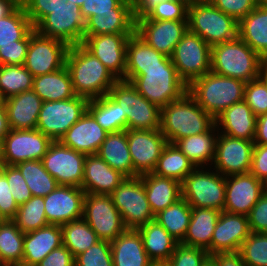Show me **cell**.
<instances>
[{
  "instance_id": "11a10c76",
  "label": "cell",
  "mask_w": 267,
  "mask_h": 266,
  "mask_svg": "<svg viewBox=\"0 0 267 266\" xmlns=\"http://www.w3.org/2000/svg\"><path fill=\"white\" fill-rule=\"evenodd\" d=\"M80 8L85 21L97 13H113V9H132L131 0H87Z\"/></svg>"
},
{
  "instance_id": "003e7915",
  "label": "cell",
  "mask_w": 267,
  "mask_h": 266,
  "mask_svg": "<svg viewBox=\"0 0 267 266\" xmlns=\"http://www.w3.org/2000/svg\"><path fill=\"white\" fill-rule=\"evenodd\" d=\"M254 144L267 145V113L257 116Z\"/></svg>"
},
{
  "instance_id": "f546056e",
  "label": "cell",
  "mask_w": 267,
  "mask_h": 266,
  "mask_svg": "<svg viewBox=\"0 0 267 266\" xmlns=\"http://www.w3.org/2000/svg\"><path fill=\"white\" fill-rule=\"evenodd\" d=\"M151 211L155 216L182 197L181 183L152 173L140 175Z\"/></svg>"
},
{
  "instance_id": "cb8c5ba5",
  "label": "cell",
  "mask_w": 267,
  "mask_h": 266,
  "mask_svg": "<svg viewBox=\"0 0 267 266\" xmlns=\"http://www.w3.org/2000/svg\"><path fill=\"white\" fill-rule=\"evenodd\" d=\"M108 133L87 110L59 140L63 145L86 155L97 154Z\"/></svg>"
},
{
  "instance_id": "2a66077c",
  "label": "cell",
  "mask_w": 267,
  "mask_h": 266,
  "mask_svg": "<svg viewBox=\"0 0 267 266\" xmlns=\"http://www.w3.org/2000/svg\"><path fill=\"white\" fill-rule=\"evenodd\" d=\"M257 5H267V0H255Z\"/></svg>"
},
{
  "instance_id": "89a4df30",
  "label": "cell",
  "mask_w": 267,
  "mask_h": 266,
  "mask_svg": "<svg viewBox=\"0 0 267 266\" xmlns=\"http://www.w3.org/2000/svg\"><path fill=\"white\" fill-rule=\"evenodd\" d=\"M20 4L21 0H0V19L10 15Z\"/></svg>"
},
{
  "instance_id": "a7ac6f4b",
  "label": "cell",
  "mask_w": 267,
  "mask_h": 266,
  "mask_svg": "<svg viewBox=\"0 0 267 266\" xmlns=\"http://www.w3.org/2000/svg\"><path fill=\"white\" fill-rule=\"evenodd\" d=\"M10 131V127L8 124V117L6 113V108L4 105V101H0V142L4 140V137Z\"/></svg>"
},
{
  "instance_id": "44dd1931",
  "label": "cell",
  "mask_w": 267,
  "mask_h": 266,
  "mask_svg": "<svg viewBox=\"0 0 267 266\" xmlns=\"http://www.w3.org/2000/svg\"><path fill=\"white\" fill-rule=\"evenodd\" d=\"M187 30L188 20H135V33L169 57Z\"/></svg>"
},
{
  "instance_id": "f35d334b",
  "label": "cell",
  "mask_w": 267,
  "mask_h": 266,
  "mask_svg": "<svg viewBox=\"0 0 267 266\" xmlns=\"http://www.w3.org/2000/svg\"><path fill=\"white\" fill-rule=\"evenodd\" d=\"M87 110L107 133L126 130V114L108 95L89 99Z\"/></svg>"
},
{
  "instance_id": "ba28073f",
  "label": "cell",
  "mask_w": 267,
  "mask_h": 266,
  "mask_svg": "<svg viewBox=\"0 0 267 266\" xmlns=\"http://www.w3.org/2000/svg\"><path fill=\"white\" fill-rule=\"evenodd\" d=\"M197 167L181 183L182 197L195 208H211L223 211L225 205V176L215 169Z\"/></svg>"
},
{
  "instance_id": "d6a6232c",
  "label": "cell",
  "mask_w": 267,
  "mask_h": 266,
  "mask_svg": "<svg viewBox=\"0 0 267 266\" xmlns=\"http://www.w3.org/2000/svg\"><path fill=\"white\" fill-rule=\"evenodd\" d=\"M238 36L261 58H267V5H257L239 21Z\"/></svg>"
},
{
  "instance_id": "6f0895ef",
  "label": "cell",
  "mask_w": 267,
  "mask_h": 266,
  "mask_svg": "<svg viewBox=\"0 0 267 266\" xmlns=\"http://www.w3.org/2000/svg\"><path fill=\"white\" fill-rule=\"evenodd\" d=\"M211 3L238 22L257 6L255 0H213Z\"/></svg>"
},
{
  "instance_id": "681fc988",
  "label": "cell",
  "mask_w": 267,
  "mask_h": 266,
  "mask_svg": "<svg viewBox=\"0 0 267 266\" xmlns=\"http://www.w3.org/2000/svg\"><path fill=\"white\" fill-rule=\"evenodd\" d=\"M75 266H114L111 244L100 240L86 251L74 257Z\"/></svg>"
},
{
  "instance_id": "c3c4849f",
  "label": "cell",
  "mask_w": 267,
  "mask_h": 266,
  "mask_svg": "<svg viewBox=\"0 0 267 266\" xmlns=\"http://www.w3.org/2000/svg\"><path fill=\"white\" fill-rule=\"evenodd\" d=\"M239 252L247 266H267V233L251 232Z\"/></svg>"
},
{
  "instance_id": "753ad0ef",
  "label": "cell",
  "mask_w": 267,
  "mask_h": 266,
  "mask_svg": "<svg viewBox=\"0 0 267 266\" xmlns=\"http://www.w3.org/2000/svg\"><path fill=\"white\" fill-rule=\"evenodd\" d=\"M151 266H171L168 261L152 262Z\"/></svg>"
},
{
  "instance_id": "e7e4bbea",
  "label": "cell",
  "mask_w": 267,
  "mask_h": 266,
  "mask_svg": "<svg viewBox=\"0 0 267 266\" xmlns=\"http://www.w3.org/2000/svg\"><path fill=\"white\" fill-rule=\"evenodd\" d=\"M168 0H131L132 15L135 20L145 18L158 4Z\"/></svg>"
},
{
  "instance_id": "2644e50d",
  "label": "cell",
  "mask_w": 267,
  "mask_h": 266,
  "mask_svg": "<svg viewBox=\"0 0 267 266\" xmlns=\"http://www.w3.org/2000/svg\"><path fill=\"white\" fill-rule=\"evenodd\" d=\"M259 78L267 86V58H262L259 66Z\"/></svg>"
},
{
  "instance_id": "b9fcfbb0",
  "label": "cell",
  "mask_w": 267,
  "mask_h": 266,
  "mask_svg": "<svg viewBox=\"0 0 267 266\" xmlns=\"http://www.w3.org/2000/svg\"><path fill=\"white\" fill-rule=\"evenodd\" d=\"M13 266H37V265H29V264H26V263L21 262L19 264H15Z\"/></svg>"
},
{
  "instance_id": "8992f818",
  "label": "cell",
  "mask_w": 267,
  "mask_h": 266,
  "mask_svg": "<svg viewBox=\"0 0 267 266\" xmlns=\"http://www.w3.org/2000/svg\"><path fill=\"white\" fill-rule=\"evenodd\" d=\"M238 23L212 3H189L188 29L211 47L237 38Z\"/></svg>"
},
{
  "instance_id": "d4e9b609",
  "label": "cell",
  "mask_w": 267,
  "mask_h": 266,
  "mask_svg": "<svg viewBox=\"0 0 267 266\" xmlns=\"http://www.w3.org/2000/svg\"><path fill=\"white\" fill-rule=\"evenodd\" d=\"M124 179L97 154L86 155L82 182L85 193L110 195Z\"/></svg>"
},
{
  "instance_id": "74e56055",
  "label": "cell",
  "mask_w": 267,
  "mask_h": 266,
  "mask_svg": "<svg viewBox=\"0 0 267 266\" xmlns=\"http://www.w3.org/2000/svg\"><path fill=\"white\" fill-rule=\"evenodd\" d=\"M32 90L43 102L66 100L76 96L66 65L55 72L35 76Z\"/></svg>"
},
{
  "instance_id": "f6af8a7d",
  "label": "cell",
  "mask_w": 267,
  "mask_h": 266,
  "mask_svg": "<svg viewBox=\"0 0 267 266\" xmlns=\"http://www.w3.org/2000/svg\"><path fill=\"white\" fill-rule=\"evenodd\" d=\"M15 166L24 177L32 196H47L58 186L56 179L44 168L41 160H29Z\"/></svg>"
},
{
  "instance_id": "ee69618b",
  "label": "cell",
  "mask_w": 267,
  "mask_h": 266,
  "mask_svg": "<svg viewBox=\"0 0 267 266\" xmlns=\"http://www.w3.org/2000/svg\"><path fill=\"white\" fill-rule=\"evenodd\" d=\"M25 234L13 220H5L0 225V259L3 266H13L23 261Z\"/></svg>"
},
{
  "instance_id": "2e32d148",
  "label": "cell",
  "mask_w": 267,
  "mask_h": 266,
  "mask_svg": "<svg viewBox=\"0 0 267 266\" xmlns=\"http://www.w3.org/2000/svg\"><path fill=\"white\" fill-rule=\"evenodd\" d=\"M85 159L86 154L53 141L41 161L58 185L82 188Z\"/></svg>"
},
{
  "instance_id": "34e18365",
  "label": "cell",
  "mask_w": 267,
  "mask_h": 266,
  "mask_svg": "<svg viewBox=\"0 0 267 266\" xmlns=\"http://www.w3.org/2000/svg\"><path fill=\"white\" fill-rule=\"evenodd\" d=\"M63 1L69 2V3L72 2L73 4H77L78 6H81L84 3V1H87V0H63Z\"/></svg>"
},
{
  "instance_id": "979ff035",
  "label": "cell",
  "mask_w": 267,
  "mask_h": 266,
  "mask_svg": "<svg viewBox=\"0 0 267 266\" xmlns=\"http://www.w3.org/2000/svg\"><path fill=\"white\" fill-rule=\"evenodd\" d=\"M2 164V151H1V142H0V165Z\"/></svg>"
},
{
  "instance_id": "3957f363",
  "label": "cell",
  "mask_w": 267,
  "mask_h": 266,
  "mask_svg": "<svg viewBox=\"0 0 267 266\" xmlns=\"http://www.w3.org/2000/svg\"><path fill=\"white\" fill-rule=\"evenodd\" d=\"M246 83L212 71L188 85V94L214 119L232 104L243 101Z\"/></svg>"
},
{
  "instance_id": "7a4b0ae2",
  "label": "cell",
  "mask_w": 267,
  "mask_h": 266,
  "mask_svg": "<svg viewBox=\"0 0 267 266\" xmlns=\"http://www.w3.org/2000/svg\"><path fill=\"white\" fill-rule=\"evenodd\" d=\"M215 119L205 112L188 92L161 108L160 131L168 143L209 131Z\"/></svg>"
},
{
  "instance_id": "f1b7e54d",
  "label": "cell",
  "mask_w": 267,
  "mask_h": 266,
  "mask_svg": "<svg viewBox=\"0 0 267 266\" xmlns=\"http://www.w3.org/2000/svg\"><path fill=\"white\" fill-rule=\"evenodd\" d=\"M162 62H172L169 56L156 51L135 32L127 41L125 77L130 82L142 74V68L162 67Z\"/></svg>"
},
{
  "instance_id": "603a6c76",
  "label": "cell",
  "mask_w": 267,
  "mask_h": 266,
  "mask_svg": "<svg viewBox=\"0 0 267 266\" xmlns=\"http://www.w3.org/2000/svg\"><path fill=\"white\" fill-rule=\"evenodd\" d=\"M248 217L221 211L211 241V256L218 253L237 252L250 235Z\"/></svg>"
},
{
  "instance_id": "91938a15",
  "label": "cell",
  "mask_w": 267,
  "mask_h": 266,
  "mask_svg": "<svg viewBox=\"0 0 267 266\" xmlns=\"http://www.w3.org/2000/svg\"><path fill=\"white\" fill-rule=\"evenodd\" d=\"M29 46V34L19 40V46L0 47V65H24Z\"/></svg>"
},
{
  "instance_id": "484cf974",
  "label": "cell",
  "mask_w": 267,
  "mask_h": 266,
  "mask_svg": "<svg viewBox=\"0 0 267 266\" xmlns=\"http://www.w3.org/2000/svg\"><path fill=\"white\" fill-rule=\"evenodd\" d=\"M257 116L244 102L232 104L215 118V125L224 135L253 141L255 137ZM222 126V127H221Z\"/></svg>"
},
{
  "instance_id": "277c9868",
  "label": "cell",
  "mask_w": 267,
  "mask_h": 266,
  "mask_svg": "<svg viewBox=\"0 0 267 266\" xmlns=\"http://www.w3.org/2000/svg\"><path fill=\"white\" fill-rule=\"evenodd\" d=\"M261 59L239 36L211 47V71L245 83L259 78Z\"/></svg>"
},
{
  "instance_id": "d6986e66",
  "label": "cell",
  "mask_w": 267,
  "mask_h": 266,
  "mask_svg": "<svg viewBox=\"0 0 267 266\" xmlns=\"http://www.w3.org/2000/svg\"><path fill=\"white\" fill-rule=\"evenodd\" d=\"M132 34H99L84 36L82 45L119 80L124 79L127 41Z\"/></svg>"
},
{
  "instance_id": "f5cc1de1",
  "label": "cell",
  "mask_w": 267,
  "mask_h": 266,
  "mask_svg": "<svg viewBox=\"0 0 267 266\" xmlns=\"http://www.w3.org/2000/svg\"><path fill=\"white\" fill-rule=\"evenodd\" d=\"M243 101L256 116L267 113V86L260 78L246 82Z\"/></svg>"
},
{
  "instance_id": "60d3db41",
  "label": "cell",
  "mask_w": 267,
  "mask_h": 266,
  "mask_svg": "<svg viewBox=\"0 0 267 266\" xmlns=\"http://www.w3.org/2000/svg\"><path fill=\"white\" fill-rule=\"evenodd\" d=\"M194 169V165L175 144L167 143L153 173L182 183Z\"/></svg>"
},
{
  "instance_id": "7402d4cb",
  "label": "cell",
  "mask_w": 267,
  "mask_h": 266,
  "mask_svg": "<svg viewBox=\"0 0 267 266\" xmlns=\"http://www.w3.org/2000/svg\"><path fill=\"white\" fill-rule=\"evenodd\" d=\"M85 191L80 187L58 185L44 196V208L49 224L63 225L83 218Z\"/></svg>"
},
{
  "instance_id": "8fae6325",
  "label": "cell",
  "mask_w": 267,
  "mask_h": 266,
  "mask_svg": "<svg viewBox=\"0 0 267 266\" xmlns=\"http://www.w3.org/2000/svg\"><path fill=\"white\" fill-rule=\"evenodd\" d=\"M88 102V98L78 95L71 99L43 102L36 129L53 141H59L87 111Z\"/></svg>"
},
{
  "instance_id": "b9f144b4",
  "label": "cell",
  "mask_w": 267,
  "mask_h": 266,
  "mask_svg": "<svg viewBox=\"0 0 267 266\" xmlns=\"http://www.w3.org/2000/svg\"><path fill=\"white\" fill-rule=\"evenodd\" d=\"M33 29L21 3L10 15L0 19V47L19 46V40H23Z\"/></svg>"
},
{
  "instance_id": "03108f58",
  "label": "cell",
  "mask_w": 267,
  "mask_h": 266,
  "mask_svg": "<svg viewBox=\"0 0 267 266\" xmlns=\"http://www.w3.org/2000/svg\"><path fill=\"white\" fill-rule=\"evenodd\" d=\"M216 260L217 266H247L242 259L239 251L237 252H227L218 253L212 255Z\"/></svg>"
},
{
  "instance_id": "6125c7cd",
  "label": "cell",
  "mask_w": 267,
  "mask_h": 266,
  "mask_svg": "<svg viewBox=\"0 0 267 266\" xmlns=\"http://www.w3.org/2000/svg\"><path fill=\"white\" fill-rule=\"evenodd\" d=\"M250 173L267 186V145L254 144Z\"/></svg>"
},
{
  "instance_id": "6da1fadb",
  "label": "cell",
  "mask_w": 267,
  "mask_h": 266,
  "mask_svg": "<svg viewBox=\"0 0 267 266\" xmlns=\"http://www.w3.org/2000/svg\"><path fill=\"white\" fill-rule=\"evenodd\" d=\"M66 67L71 75L74 93L88 99L107 95L118 80L82 44L69 47L66 56Z\"/></svg>"
},
{
  "instance_id": "4dcf8cb0",
  "label": "cell",
  "mask_w": 267,
  "mask_h": 266,
  "mask_svg": "<svg viewBox=\"0 0 267 266\" xmlns=\"http://www.w3.org/2000/svg\"><path fill=\"white\" fill-rule=\"evenodd\" d=\"M110 244L114 266H151L137 229H126Z\"/></svg>"
},
{
  "instance_id": "8c879c8a",
  "label": "cell",
  "mask_w": 267,
  "mask_h": 266,
  "mask_svg": "<svg viewBox=\"0 0 267 266\" xmlns=\"http://www.w3.org/2000/svg\"><path fill=\"white\" fill-rule=\"evenodd\" d=\"M201 266H217V262L212 256L209 255Z\"/></svg>"
},
{
  "instance_id": "5b68a950",
  "label": "cell",
  "mask_w": 267,
  "mask_h": 266,
  "mask_svg": "<svg viewBox=\"0 0 267 266\" xmlns=\"http://www.w3.org/2000/svg\"><path fill=\"white\" fill-rule=\"evenodd\" d=\"M130 83L160 109L181 99L188 91V85L180 78L172 62H162V67L142 68V74Z\"/></svg>"
},
{
  "instance_id": "09005b40",
  "label": "cell",
  "mask_w": 267,
  "mask_h": 266,
  "mask_svg": "<svg viewBox=\"0 0 267 266\" xmlns=\"http://www.w3.org/2000/svg\"><path fill=\"white\" fill-rule=\"evenodd\" d=\"M6 220V218L0 213V225Z\"/></svg>"
},
{
  "instance_id": "e575fe53",
  "label": "cell",
  "mask_w": 267,
  "mask_h": 266,
  "mask_svg": "<svg viewBox=\"0 0 267 266\" xmlns=\"http://www.w3.org/2000/svg\"><path fill=\"white\" fill-rule=\"evenodd\" d=\"M218 134L219 130L216 125H214L207 132L179 139L174 144L189 159L195 168H205V166L208 165L211 167L215 157Z\"/></svg>"
},
{
  "instance_id": "be15d7a7",
  "label": "cell",
  "mask_w": 267,
  "mask_h": 266,
  "mask_svg": "<svg viewBox=\"0 0 267 266\" xmlns=\"http://www.w3.org/2000/svg\"><path fill=\"white\" fill-rule=\"evenodd\" d=\"M37 266H75L73 254L64 246L51 251Z\"/></svg>"
},
{
  "instance_id": "680465c9",
  "label": "cell",
  "mask_w": 267,
  "mask_h": 266,
  "mask_svg": "<svg viewBox=\"0 0 267 266\" xmlns=\"http://www.w3.org/2000/svg\"><path fill=\"white\" fill-rule=\"evenodd\" d=\"M247 217L251 232L267 233V189L259 197Z\"/></svg>"
},
{
  "instance_id": "30bf717a",
  "label": "cell",
  "mask_w": 267,
  "mask_h": 266,
  "mask_svg": "<svg viewBox=\"0 0 267 266\" xmlns=\"http://www.w3.org/2000/svg\"><path fill=\"white\" fill-rule=\"evenodd\" d=\"M170 58L187 85L211 71V46L189 29L177 43Z\"/></svg>"
},
{
  "instance_id": "94428289",
  "label": "cell",
  "mask_w": 267,
  "mask_h": 266,
  "mask_svg": "<svg viewBox=\"0 0 267 266\" xmlns=\"http://www.w3.org/2000/svg\"><path fill=\"white\" fill-rule=\"evenodd\" d=\"M18 207L12 197L7 178L0 172V213L7 220H12L18 211Z\"/></svg>"
},
{
  "instance_id": "e0dca14e",
  "label": "cell",
  "mask_w": 267,
  "mask_h": 266,
  "mask_svg": "<svg viewBox=\"0 0 267 266\" xmlns=\"http://www.w3.org/2000/svg\"><path fill=\"white\" fill-rule=\"evenodd\" d=\"M134 171L140 176L152 173L168 141L156 130H126Z\"/></svg>"
},
{
  "instance_id": "11e5206c",
  "label": "cell",
  "mask_w": 267,
  "mask_h": 266,
  "mask_svg": "<svg viewBox=\"0 0 267 266\" xmlns=\"http://www.w3.org/2000/svg\"><path fill=\"white\" fill-rule=\"evenodd\" d=\"M189 1L195 3H211L213 0H189Z\"/></svg>"
},
{
  "instance_id": "7bdbcfd3",
  "label": "cell",
  "mask_w": 267,
  "mask_h": 266,
  "mask_svg": "<svg viewBox=\"0 0 267 266\" xmlns=\"http://www.w3.org/2000/svg\"><path fill=\"white\" fill-rule=\"evenodd\" d=\"M61 228L63 245L74 257L100 241L96 232L83 218L65 223Z\"/></svg>"
},
{
  "instance_id": "9a60e30c",
  "label": "cell",
  "mask_w": 267,
  "mask_h": 266,
  "mask_svg": "<svg viewBox=\"0 0 267 266\" xmlns=\"http://www.w3.org/2000/svg\"><path fill=\"white\" fill-rule=\"evenodd\" d=\"M53 140L37 129H10L1 142L2 164L42 160Z\"/></svg>"
},
{
  "instance_id": "9c48e42d",
  "label": "cell",
  "mask_w": 267,
  "mask_h": 266,
  "mask_svg": "<svg viewBox=\"0 0 267 266\" xmlns=\"http://www.w3.org/2000/svg\"><path fill=\"white\" fill-rule=\"evenodd\" d=\"M110 196L127 229H138L154 220L140 176L125 177Z\"/></svg>"
},
{
  "instance_id": "ffe728a7",
  "label": "cell",
  "mask_w": 267,
  "mask_h": 266,
  "mask_svg": "<svg viewBox=\"0 0 267 266\" xmlns=\"http://www.w3.org/2000/svg\"><path fill=\"white\" fill-rule=\"evenodd\" d=\"M225 212L248 215L267 186L253 174H235L225 177Z\"/></svg>"
},
{
  "instance_id": "d590c367",
  "label": "cell",
  "mask_w": 267,
  "mask_h": 266,
  "mask_svg": "<svg viewBox=\"0 0 267 266\" xmlns=\"http://www.w3.org/2000/svg\"><path fill=\"white\" fill-rule=\"evenodd\" d=\"M135 19L132 9H113V13H97L86 21L84 36L99 34H133Z\"/></svg>"
},
{
  "instance_id": "ab89813d",
  "label": "cell",
  "mask_w": 267,
  "mask_h": 266,
  "mask_svg": "<svg viewBox=\"0 0 267 266\" xmlns=\"http://www.w3.org/2000/svg\"><path fill=\"white\" fill-rule=\"evenodd\" d=\"M192 207L181 197L169 207L155 215L156 220L167 232L181 243L191 219Z\"/></svg>"
},
{
  "instance_id": "52a82bcc",
  "label": "cell",
  "mask_w": 267,
  "mask_h": 266,
  "mask_svg": "<svg viewBox=\"0 0 267 266\" xmlns=\"http://www.w3.org/2000/svg\"><path fill=\"white\" fill-rule=\"evenodd\" d=\"M107 95L126 114V130L160 129L161 109L142 96L130 82L117 80Z\"/></svg>"
},
{
  "instance_id": "f907efd6",
  "label": "cell",
  "mask_w": 267,
  "mask_h": 266,
  "mask_svg": "<svg viewBox=\"0 0 267 266\" xmlns=\"http://www.w3.org/2000/svg\"><path fill=\"white\" fill-rule=\"evenodd\" d=\"M189 0H168L158 4L139 20H188Z\"/></svg>"
},
{
  "instance_id": "ac0fdd59",
  "label": "cell",
  "mask_w": 267,
  "mask_h": 266,
  "mask_svg": "<svg viewBox=\"0 0 267 266\" xmlns=\"http://www.w3.org/2000/svg\"><path fill=\"white\" fill-rule=\"evenodd\" d=\"M253 141L233 138L222 133L216 141L213 169L223 176L249 173L251 169Z\"/></svg>"
},
{
  "instance_id": "5bb4252c",
  "label": "cell",
  "mask_w": 267,
  "mask_h": 266,
  "mask_svg": "<svg viewBox=\"0 0 267 266\" xmlns=\"http://www.w3.org/2000/svg\"><path fill=\"white\" fill-rule=\"evenodd\" d=\"M83 219L100 240L114 241L127 228L110 195L85 193Z\"/></svg>"
},
{
  "instance_id": "83f0119b",
  "label": "cell",
  "mask_w": 267,
  "mask_h": 266,
  "mask_svg": "<svg viewBox=\"0 0 267 266\" xmlns=\"http://www.w3.org/2000/svg\"><path fill=\"white\" fill-rule=\"evenodd\" d=\"M63 245L61 225L48 224L25 233L23 263L38 265L51 251Z\"/></svg>"
},
{
  "instance_id": "4fadbf2b",
  "label": "cell",
  "mask_w": 267,
  "mask_h": 266,
  "mask_svg": "<svg viewBox=\"0 0 267 266\" xmlns=\"http://www.w3.org/2000/svg\"><path fill=\"white\" fill-rule=\"evenodd\" d=\"M69 45L59 39L29 33V46L24 67L35 77L55 72L66 65Z\"/></svg>"
},
{
  "instance_id": "8d00e7d4",
  "label": "cell",
  "mask_w": 267,
  "mask_h": 266,
  "mask_svg": "<svg viewBox=\"0 0 267 266\" xmlns=\"http://www.w3.org/2000/svg\"><path fill=\"white\" fill-rule=\"evenodd\" d=\"M141 235L144 249L152 262L168 261L179 242L156 220L137 229Z\"/></svg>"
},
{
  "instance_id": "db71d44e",
  "label": "cell",
  "mask_w": 267,
  "mask_h": 266,
  "mask_svg": "<svg viewBox=\"0 0 267 266\" xmlns=\"http://www.w3.org/2000/svg\"><path fill=\"white\" fill-rule=\"evenodd\" d=\"M208 256L205 249L179 243L168 262L171 266H201Z\"/></svg>"
},
{
  "instance_id": "9f6ffc18",
  "label": "cell",
  "mask_w": 267,
  "mask_h": 266,
  "mask_svg": "<svg viewBox=\"0 0 267 266\" xmlns=\"http://www.w3.org/2000/svg\"><path fill=\"white\" fill-rule=\"evenodd\" d=\"M63 0H21L34 28Z\"/></svg>"
},
{
  "instance_id": "816d5d0a",
  "label": "cell",
  "mask_w": 267,
  "mask_h": 266,
  "mask_svg": "<svg viewBox=\"0 0 267 266\" xmlns=\"http://www.w3.org/2000/svg\"><path fill=\"white\" fill-rule=\"evenodd\" d=\"M0 172L7 178L12 197L21 206L32 197L24 177L15 165H0Z\"/></svg>"
},
{
  "instance_id": "bcb514c9",
  "label": "cell",
  "mask_w": 267,
  "mask_h": 266,
  "mask_svg": "<svg viewBox=\"0 0 267 266\" xmlns=\"http://www.w3.org/2000/svg\"><path fill=\"white\" fill-rule=\"evenodd\" d=\"M33 79L34 76L23 65H0V99L31 90Z\"/></svg>"
},
{
  "instance_id": "836d02e7",
  "label": "cell",
  "mask_w": 267,
  "mask_h": 266,
  "mask_svg": "<svg viewBox=\"0 0 267 266\" xmlns=\"http://www.w3.org/2000/svg\"><path fill=\"white\" fill-rule=\"evenodd\" d=\"M97 155L111 168L119 171L125 177L139 176L133 168L126 130L108 133L102 142Z\"/></svg>"
},
{
  "instance_id": "4316f807",
  "label": "cell",
  "mask_w": 267,
  "mask_h": 266,
  "mask_svg": "<svg viewBox=\"0 0 267 266\" xmlns=\"http://www.w3.org/2000/svg\"><path fill=\"white\" fill-rule=\"evenodd\" d=\"M3 101L10 129H36L43 100L32 89Z\"/></svg>"
},
{
  "instance_id": "1f68e13d",
  "label": "cell",
  "mask_w": 267,
  "mask_h": 266,
  "mask_svg": "<svg viewBox=\"0 0 267 266\" xmlns=\"http://www.w3.org/2000/svg\"><path fill=\"white\" fill-rule=\"evenodd\" d=\"M221 211L211 208L191 209V219L181 244L199 247L211 256V241Z\"/></svg>"
},
{
  "instance_id": "7c38bea8",
  "label": "cell",
  "mask_w": 267,
  "mask_h": 266,
  "mask_svg": "<svg viewBox=\"0 0 267 266\" xmlns=\"http://www.w3.org/2000/svg\"><path fill=\"white\" fill-rule=\"evenodd\" d=\"M85 26L80 6L60 1L35 30L43 36L62 40L72 46L83 43Z\"/></svg>"
},
{
  "instance_id": "7dc6e473",
  "label": "cell",
  "mask_w": 267,
  "mask_h": 266,
  "mask_svg": "<svg viewBox=\"0 0 267 266\" xmlns=\"http://www.w3.org/2000/svg\"><path fill=\"white\" fill-rule=\"evenodd\" d=\"M12 220L24 234L48 225L44 197L32 196L18 207V211Z\"/></svg>"
}]
</instances>
